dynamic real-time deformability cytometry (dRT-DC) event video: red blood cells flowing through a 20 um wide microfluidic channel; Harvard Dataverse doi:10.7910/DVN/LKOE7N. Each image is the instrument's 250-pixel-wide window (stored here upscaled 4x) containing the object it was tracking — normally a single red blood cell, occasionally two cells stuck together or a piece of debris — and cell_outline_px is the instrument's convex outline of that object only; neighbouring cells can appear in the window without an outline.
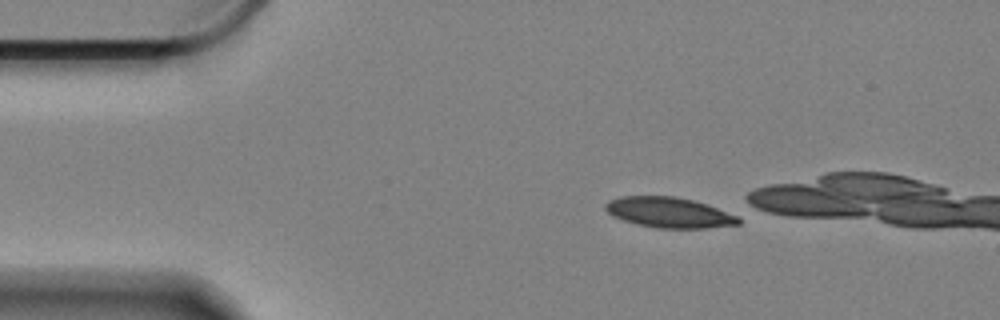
{"species": "Egyptian fruit bat (a non-hibernating species)", "species_latin": "Rousettus aegyptiacus", "temperature_condition": "cold", "stored_images_in_passage": 8, "camera_frame_rate_fps": 3000, "um_per_image_px": 0.085, "animal": {"sex": "female"}, "frame": {"image": 1, "passage_image": 1, "time_ms": 0.0, "image_size_px": [1000, 320], "cell_outline_px": [[740, 224], [708, 228], [656, 228], [636, 224], [612, 216], [604, 208], [604, 204], [608, 200], [620, 196], [672, 196], [692, 200], [740, 212]], "centroid_in_image_um": [56.98, 18.06], "position_along_channel_um": 28.0, "area_um2": 24.28}}